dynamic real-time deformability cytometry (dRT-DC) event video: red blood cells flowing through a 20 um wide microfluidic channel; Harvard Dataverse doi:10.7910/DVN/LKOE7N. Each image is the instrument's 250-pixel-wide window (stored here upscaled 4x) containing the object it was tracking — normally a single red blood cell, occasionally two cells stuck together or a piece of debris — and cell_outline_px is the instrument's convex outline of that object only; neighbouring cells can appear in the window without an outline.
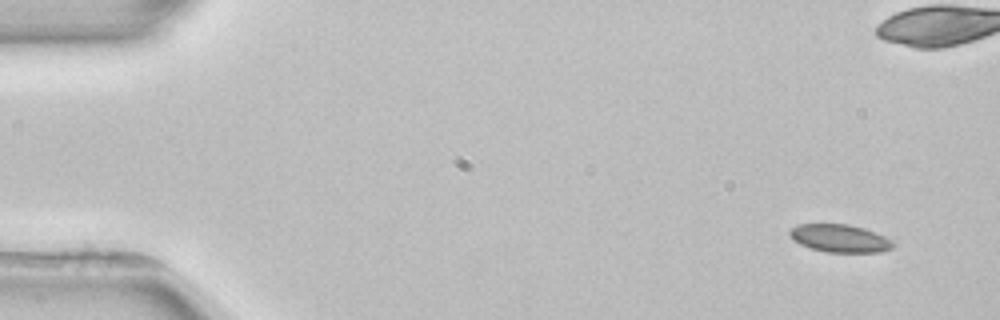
{"species": "common noctule bat (a hibernating species)", "species_latin": "Nyctalus noctula", "temperature_condition": "room temperature", "stored_images_in_passage": 3, "camera_frame_rate_fps": 3000, "um_per_image_px": 0.085, "animal": {"sex": "female", "body_mass_g": 22.7, "forearm_length_mm": 54.2}, "frame": {"image": 1, "passage_image": 1, "time_ms": 0.0, "image_size_px": [1000, 320], "cell_outline_px": [[892, 248], [880, 252], [828, 252], [812, 248], [800, 244], [792, 240], [788, 232], [796, 224], [848, 224], [864, 228], [884, 236], [892, 240]], "centroid_in_image_um": [71.35, 20.25], "position_along_channel_um": 13.6, "area_um2": 16.65}}